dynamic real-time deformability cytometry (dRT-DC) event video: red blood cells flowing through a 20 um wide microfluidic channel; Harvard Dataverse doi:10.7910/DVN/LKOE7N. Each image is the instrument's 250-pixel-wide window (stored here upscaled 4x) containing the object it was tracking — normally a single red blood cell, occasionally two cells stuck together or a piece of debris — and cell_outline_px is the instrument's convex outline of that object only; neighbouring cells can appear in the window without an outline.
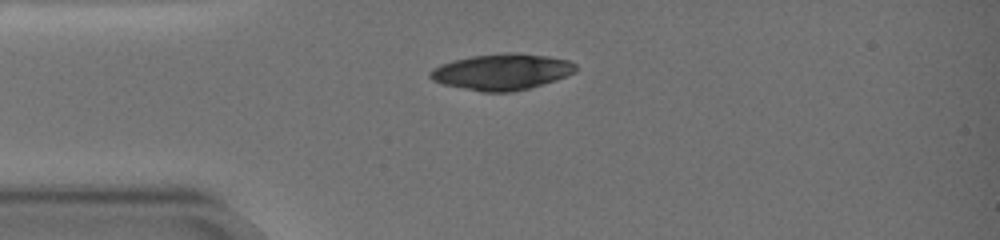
{"species": "common noctule bat (a hibernating species)", "species_latin": "Nyctalus noctula", "temperature_condition": "warm", "stored_images_in_passage": 23, "camera_frame_rate_fps": 3000, "um_per_image_px": 0.085, "animal": {"sex": "female", "body_mass_g": 19.0, "forearm_length_mm": 51.5}, "frame": {"image": 1, "passage_image": 1, "time_ms": 0.0, "image_size_px": [1000, 240], "cell_outline_px": [[576, 72], [556, 80], [528, 88], [512, 92], [480, 92], [440, 84], [432, 80], [428, 76], [428, 72], [432, 68], [440, 64], [452, 60], [472, 56], [508, 52], [516, 52], [548, 56], [568, 60], [576, 64]], "centroid_in_image_um": [42.61, 6.1], "position_along_channel_um": 42.4, "area_um2": 30.98}}